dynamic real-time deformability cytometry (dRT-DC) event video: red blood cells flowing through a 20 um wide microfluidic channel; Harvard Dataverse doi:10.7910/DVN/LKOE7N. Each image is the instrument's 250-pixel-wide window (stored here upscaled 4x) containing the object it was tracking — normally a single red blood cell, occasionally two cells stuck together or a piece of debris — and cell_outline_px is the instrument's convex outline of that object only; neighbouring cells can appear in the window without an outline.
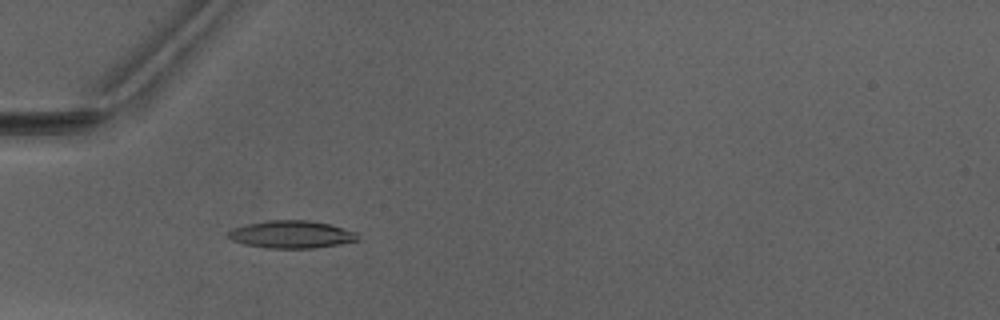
{"species": "Egyptian fruit bat (a non-hibernating species)", "species_latin": "Rousettus aegyptiacus", "temperature_condition": "warm", "stored_images_in_passage": 3, "camera_frame_rate_fps": 3000, "um_per_image_px": 0.085, "animal": {"sex": "male"}, "frame": {"image": 1, "passage_image": 3, "time_ms": 4.0, "image_size_px": [1000, 320], "cell_outline_px": [[360, 240], [340, 244], [312, 248], [268, 248], [244, 244], [232, 240], [228, 236], [228, 232], [232, 228], [244, 224], [268, 220], [308, 220], [328, 224], [356, 232]], "centroid_in_image_um": [24.75, 19.92], "position_along_channel_um": 60.2, "area_um2": 20.75}}